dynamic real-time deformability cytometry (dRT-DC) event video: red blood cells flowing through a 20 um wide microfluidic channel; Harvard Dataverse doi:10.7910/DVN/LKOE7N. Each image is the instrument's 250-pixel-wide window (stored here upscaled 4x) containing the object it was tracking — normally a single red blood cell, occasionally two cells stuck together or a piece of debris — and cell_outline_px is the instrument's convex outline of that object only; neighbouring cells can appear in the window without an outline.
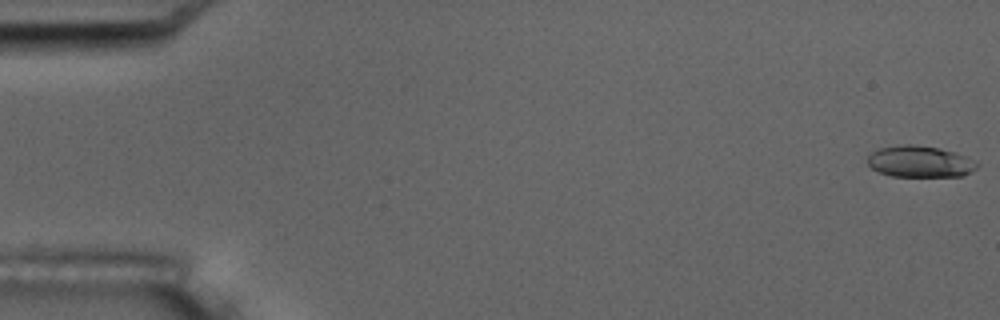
{"species": "common noctule bat (a hibernating species)", "species_latin": "Nyctalus noctula", "temperature_condition": "room temperature", "stored_images_in_passage": 5, "camera_frame_rate_fps": 3000, "um_per_image_px": 0.085, "animal": {"sex": "male", "body_mass_g": 17.5, "forearm_length_mm": 52.3}, "frame": {"image": 1, "passage_image": 1, "time_ms": 0.0, "image_size_px": [1000, 320], "cell_outline_px": [[980, 164], [972, 172], [964, 176], [892, 176], [880, 172], [872, 168], [868, 164], [868, 156], [872, 152], [880, 148], [904, 144], [912, 144], [936, 148], [956, 152], [976, 160]], "centroid_in_image_um": [78.25, 13.74], "position_along_channel_um": 6.8, "area_um2": 20.06}}
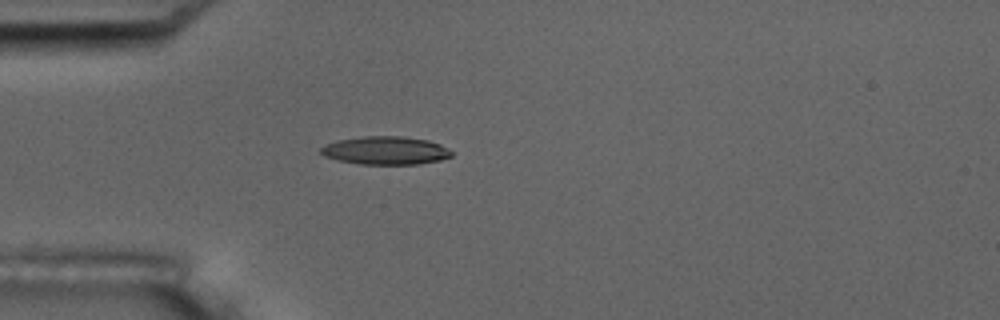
{"frame": {"image": 2, "passage_image": 5, "time_ms": 5.0, "image_size_px": [1000, 320], "cell_outline_px": [[452, 156], [440, 160], [420, 164], [360, 164], [340, 160], [324, 156], [320, 152], [320, 148], [328, 144], [340, 140], [364, 136], [404, 136], [428, 140], [440, 144], [452, 152]], "centroid_in_image_um": [32.81, 12.79], "position_along_channel_um": 52.2, "area_um2": 21.27}}